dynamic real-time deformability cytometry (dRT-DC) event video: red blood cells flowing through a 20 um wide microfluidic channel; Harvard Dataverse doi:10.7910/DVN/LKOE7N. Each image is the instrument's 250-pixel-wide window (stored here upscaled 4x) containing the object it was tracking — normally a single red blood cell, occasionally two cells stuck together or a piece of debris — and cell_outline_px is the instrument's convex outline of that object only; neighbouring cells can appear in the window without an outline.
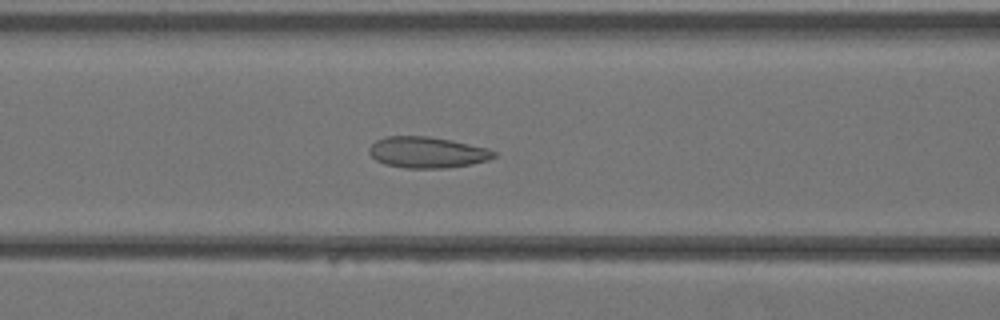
{"species": "Egyptian fruit bat (a non-hibernating species)", "species_latin": "Rousettus aegyptiacus", "temperature_condition": "warm", "stored_images_in_passage": 40, "camera_frame_rate_fps": 3000, "um_per_image_px": 0.085, "animal": {"sex": "female"}, "frame": {"image": 1, "passage_image": 17, "time_ms": 5.333, "image_size_px": [1000, 320], "cell_outline_px": [[496, 156], [488, 160], [472, 164], [444, 168], [404, 168], [384, 164], [376, 160], [368, 152], [368, 148], [376, 140], [388, 136], [428, 136], [452, 140], [488, 148], [496, 152]], "centroid_in_image_um": [36.31, 12.95], "position_along_channel_um": 130.3, "area_um2": 22.72}}
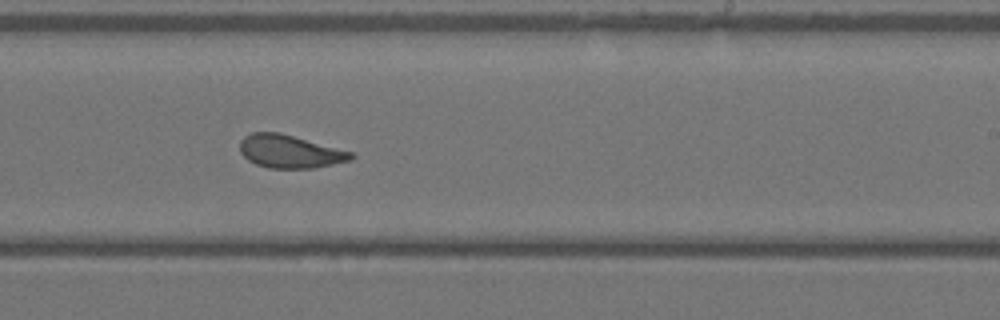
{"frame": {"image": 2, "passage_image": 25, "time_ms": 8.0, "image_size_px": [1000, 320], "cell_outline_px": [[356, 156], [352, 160], [316, 168], [268, 168], [256, 164], [248, 160], [240, 152], [240, 140], [244, 136], [252, 132], [280, 132], [352, 152]], "centroid_in_image_um": [24.64, 12.88], "position_along_channel_um": 264.4, "area_um2": 21.5}}
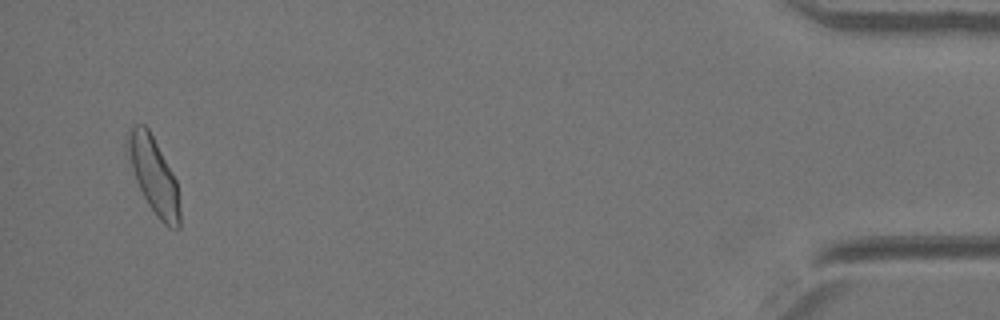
{"frame": {"image": 3, "passage_image": 39, "time_ms": 12.667, "image_size_px": [1000, 320], "cell_outline_px": [[180, 228], [168, 228], [156, 216], [148, 204], [136, 180], [132, 168], [128, 140], [128, 132], [136, 124], [144, 124], [148, 128], [172, 172], [176, 180], [180, 212]], "centroid_in_image_um": [13.11, 14.97], "position_along_channel_um": 422.1, "area_um2": 22.31}}